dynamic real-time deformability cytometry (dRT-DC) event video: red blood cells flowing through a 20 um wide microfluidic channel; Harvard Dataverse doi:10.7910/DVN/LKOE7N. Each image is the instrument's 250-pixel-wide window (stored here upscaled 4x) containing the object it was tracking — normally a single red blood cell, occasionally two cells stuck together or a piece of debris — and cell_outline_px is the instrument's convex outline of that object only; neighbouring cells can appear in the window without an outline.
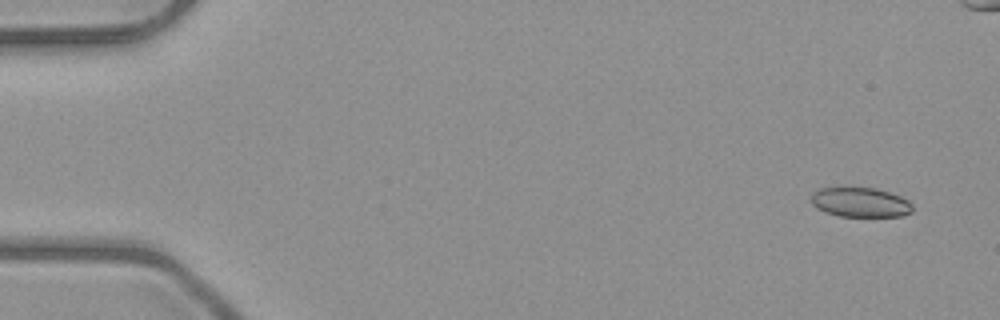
{"species": "common noctule bat (a hibernating species)", "species_latin": "Nyctalus noctula", "temperature_condition": "room temperature", "stored_images_in_passage": 7, "camera_frame_rate_fps": 3000, "um_per_image_px": 0.085, "animal": {"sex": "male", "body_mass_g": 23.1, "forearm_length_mm": 52.7}, "frame": {"image": 1, "passage_image": 1, "time_ms": 0.0, "image_size_px": [1000, 320], "cell_outline_px": [[912, 212], [904, 216], [840, 216], [824, 212], [816, 208], [812, 204], [812, 192], [820, 188], [840, 184], [876, 188], [900, 196], [908, 200], [912, 204]], "centroid_in_image_um": [73.07, 17.14], "position_along_channel_um": 11.9, "area_um2": 18.26}}
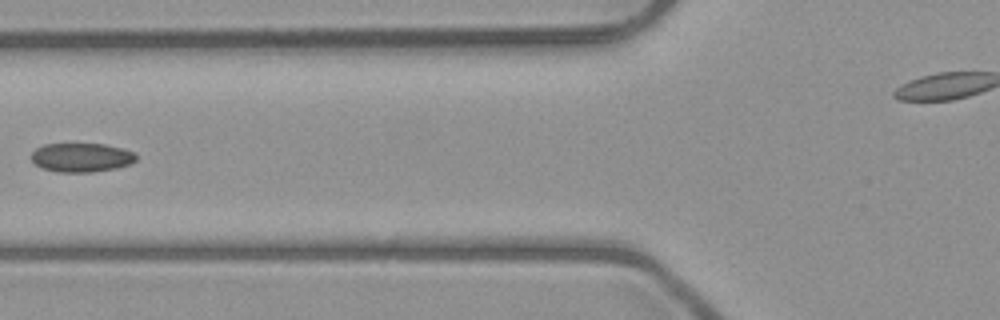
{"frame": {"image": 2, "passage_image": 6, "time_ms": 6.0, "image_size_px": [1000, 320], "cell_outline_px": [[136, 160], [132, 164], [116, 168], [92, 172], [60, 172], [44, 168], [36, 164], [28, 156], [36, 148], [44, 144], [104, 144], [124, 148], [136, 152]], "centroid_in_image_um": [6.95, 13.38], "position_along_channel_um": 118.8, "area_um2": 17.86}}
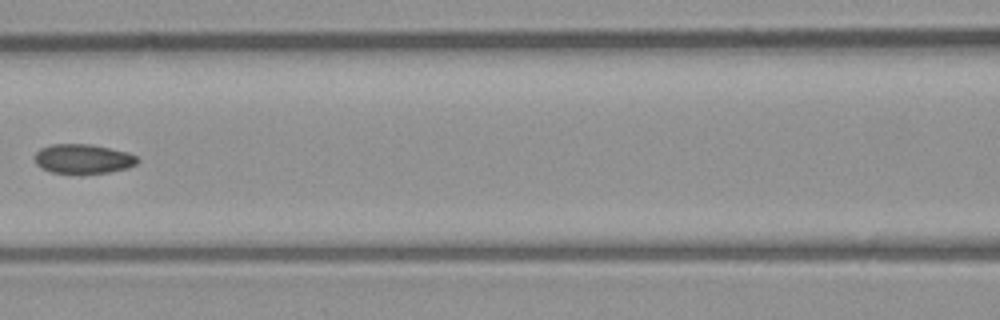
{"frame": {"image": 3, "passage_image": 7, "time_ms": 7.0, "image_size_px": [1000, 320], "cell_outline_px": [[140, 160], [136, 164], [128, 168], [108, 172], [80, 176], [52, 172], [40, 168], [36, 164], [36, 152], [40, 148], [52, 144], [92, 144], [128, 152], [136, 156]], "centroid_in_image_um": [7.07, 13.53], "position_along_channel_um": 159.5, "area_um2": 18.21}}